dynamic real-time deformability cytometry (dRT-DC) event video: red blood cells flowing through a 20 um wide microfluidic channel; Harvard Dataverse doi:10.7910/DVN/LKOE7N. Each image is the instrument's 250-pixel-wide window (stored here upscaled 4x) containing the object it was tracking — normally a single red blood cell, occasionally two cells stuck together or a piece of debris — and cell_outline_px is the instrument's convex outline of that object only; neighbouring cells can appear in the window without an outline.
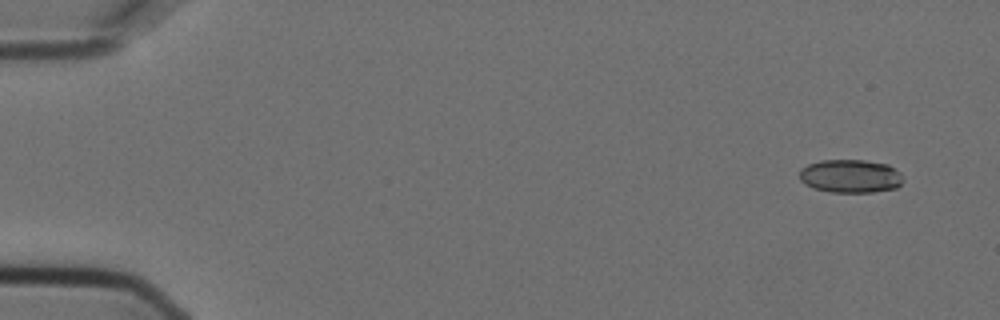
{"species": "Egyptian fruit bat (a non-hibernating species)", "species_latin": "Rousettus aegyptiacus", "temperature_condition": "cold", "stored_images_in_passage": 5, "camera_frame_rate_fps": 3000, "um_per_image_px": 0.085, "animal": {"sex": "female"}, "frame": {"image": 1, "passage_image": 1, "time_ms": 0.0, "image_size_px": [1000, 320], "cell_outline_px": [[904, 180], [896, 188], [872, 192], [828, 192], [812, 188], [804, 184], [800, 180], [800, 168], [808, 164], [820, 160], [864, 160], [888, 164], [900, 172]], "centroid_in_image_um": [72.27, 14.97], "position_along_channel_um": 12.7, "area_um2": 20.35}}
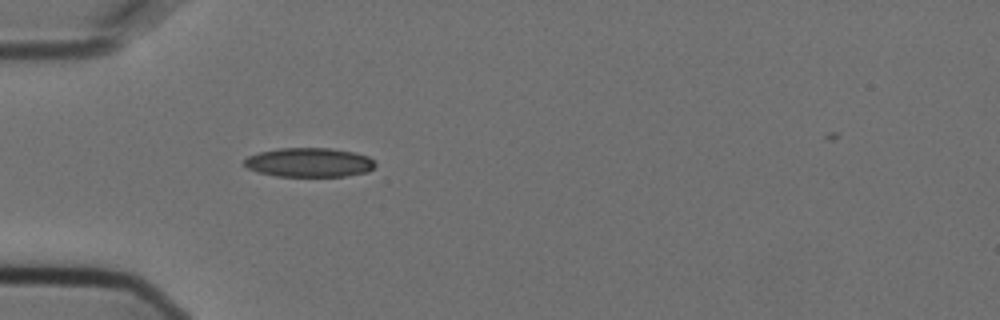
{"frame": {"image": 2, "passage_image": 5, "time_ms": 1.333, "image_size_px": [1000, 320], "cell_outline_px": [[376, 164], [368, 172], [344, 176], [276, 176], [256, 172], [248, 168], [244, 164], [244, 160], [248, 156], [260, 152], [280, 148], [328, 148], [352, 152], [368, 156]], "centroid_in_image_um": [26.26, 13.81], "position_along_channel_um": 58.7, "area_um2": 22.14}}